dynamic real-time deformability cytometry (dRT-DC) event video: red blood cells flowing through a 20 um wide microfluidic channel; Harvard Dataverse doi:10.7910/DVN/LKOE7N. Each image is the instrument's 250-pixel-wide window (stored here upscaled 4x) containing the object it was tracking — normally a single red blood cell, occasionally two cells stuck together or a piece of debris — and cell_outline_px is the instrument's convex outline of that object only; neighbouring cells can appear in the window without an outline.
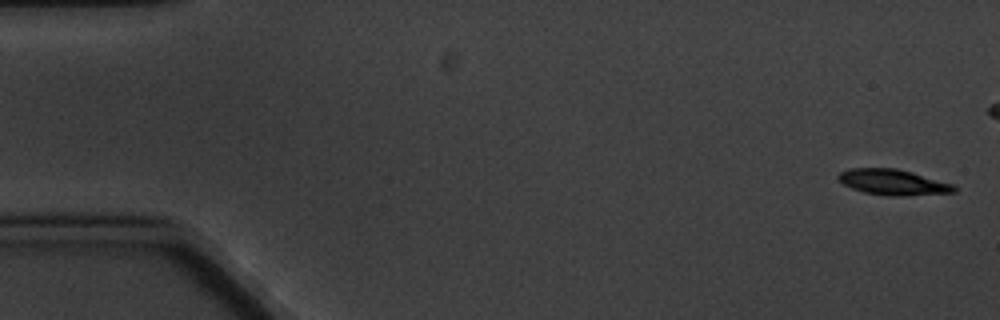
{"species": "common noctule bat (a hibernating species)", "species_latin": "Nyctalus noctula", "temperature_condition": "cold", "stored_images_in_passage": 7, "camera_frame_rate_fps": 3000, "um_per_image_px": 0.085, "animal": {"sex": "male", "body_mass_g": 20.1, "forearm_length_mm": 53.5}, "frame": {"image": 1, "passage_image": 1, "time_ms": 0.0, "image_size_px": [1000, 320], "cell_outline_px": [[960, 188], [956, 192], [900, 196], [892, 196], [864, 192], [852, 188], [844, 184], [836, 176], [840, 172], [852, 168], [896, 168], [912, 172], [956, 184]], "centroid_in_image_um": [75.99, 15.48], "position_along_channel_um": 9.0, "area_um2": 17.4}}